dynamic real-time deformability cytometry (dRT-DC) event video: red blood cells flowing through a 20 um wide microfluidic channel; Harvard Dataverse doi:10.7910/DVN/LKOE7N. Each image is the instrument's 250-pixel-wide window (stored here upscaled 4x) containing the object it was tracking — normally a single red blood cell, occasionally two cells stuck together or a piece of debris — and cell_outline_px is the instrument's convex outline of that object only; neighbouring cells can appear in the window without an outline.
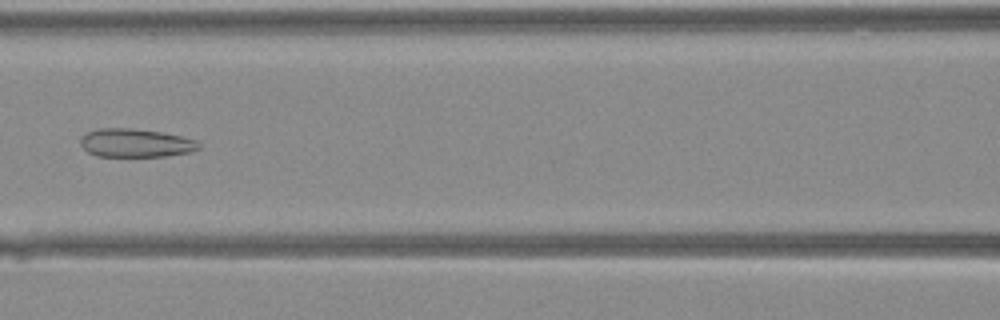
{"species": "Egyptian fruit bat (a non-hibernating species)", "species_latin": "Rousettus aegyptiacus", "temperature_condition": "warm", "stored_images_in_passage": 41, "segment_of_instrument_passage": [1, 2], "camera_frame_rate_fps": 3000, "um_per_image_px": 0.085, "animal": {"sex": "female"}, "frame": {"image": 1, "passage_image": 18, "time_ms": 5.667, "image_size_px": [1000, 320], "cell_outline_px": [[200, 148], [188, 152], [168, 156], [96, 156], [88, 152], [80, 144], [80, 140], [88, 132], [100, 128], [128, 128], [160, 132], [180, 136], [196, 140], [200, 144]], "centroid_in_image_um": [11.53, 12.16], "position_along_channel_um": 155.1, "area_um2": 19.36}}
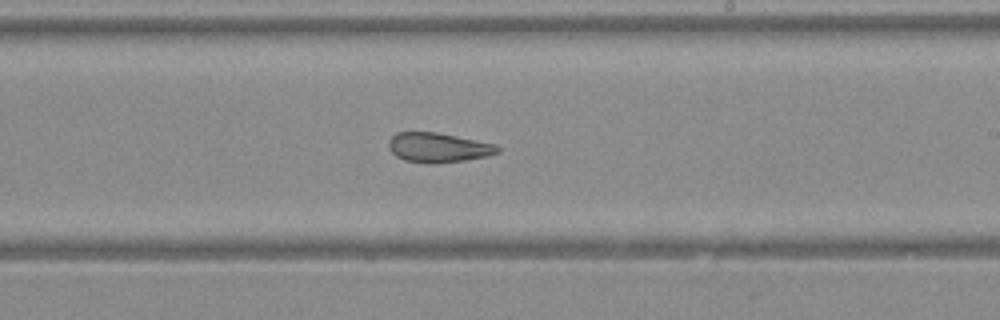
{"frame": {"image": 2, "passage_image": 24, "time_ms": 7.667, "image_size_px": [1000, 320], "cell_outline_px": [[500, 152], [484, 156], [464, 160], [432, 164], [428, 164], [404, 160], [396, 156], [388, 148], [388, 140], [396, 132], [436, 132], [496, 144], [500, 148]], "centroid_in_image_um": [37.21, 12.54], "position_along_channel_um": 251.8, "area_um2": 18.79}}
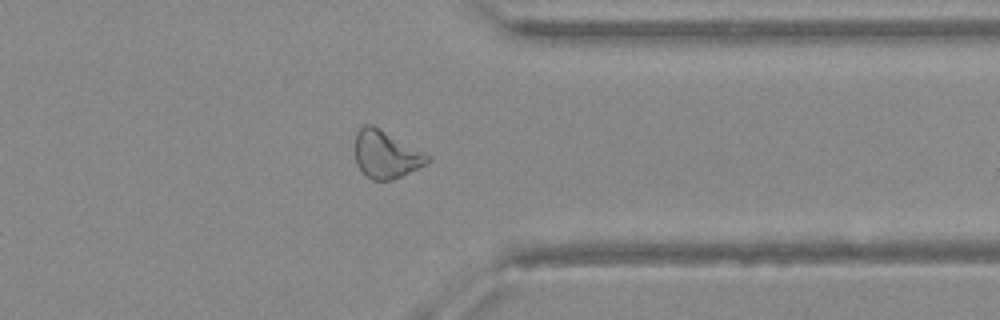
{"frame": {"image": 3, "passage_image": 32, "time_ms": 10.333, "image_size_px": [1000, 320], "cell_outline_px": [[432, 160], [392, 180], [372, 180], [356, 164], [356, 132], [364, 124], [372, 124], [432, 156]], "centroid_in_image_um": [32.81, 13.11], "position_along_channel_um": 378.6, "area_um2": 19.77}}